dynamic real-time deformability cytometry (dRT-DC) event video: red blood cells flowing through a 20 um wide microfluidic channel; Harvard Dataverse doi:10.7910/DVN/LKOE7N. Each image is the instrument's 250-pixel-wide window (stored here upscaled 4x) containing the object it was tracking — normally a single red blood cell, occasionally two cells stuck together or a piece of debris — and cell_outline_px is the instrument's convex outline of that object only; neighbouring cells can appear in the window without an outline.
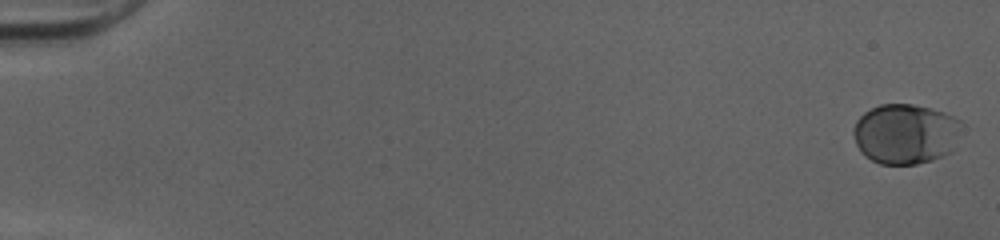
{"species": "human", "species_latin": "Homo sapiens", "temperature_condition": "cold", "stored_images_in_passage": 52, "camera_frame_rate_fps": 3000, "um_per_image_px": 0.085, "donor": {"sex": "female"}, "frame": {"image": 1, "passage_image": 1, "time_ms": 0.0, "image_size_px": [1000, 240], "cell_outline_px": [[960, 120], [952, 152], [944, 156], [932, 160], [916, 164], [880, 164], [864, 156], [860, 152], [856, 144], [852, 132], [852, 128], [856, 120], [864, 112], [880, 104], [912, 104], [944, 112]], "centroid_in_image_um": [76.9, 11.39], "position_along_channel_um": 8.1, "area_um2": 37.86}}
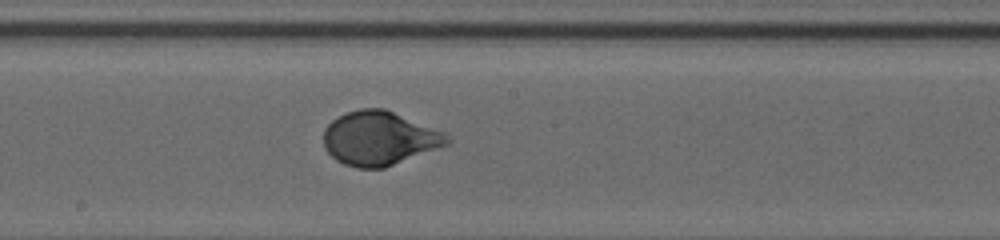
{"frame": {"image": 2, "passage_image": 30, "time_ms": 9.667, "image_size_px": [1000, 240], "cell_outline_px": [[452, 140], [448, 144], [384, 168], [356, 168], [344, 164], [336, 160], [324, 148], [324, 128], [332, 120], [348, 112], [360, 108], [384, 108], [444, 132]], "centroid_in_image_um": [32.22, 11.76], "position_along_channel_um": 216.0, "area_um2": 38.61}}
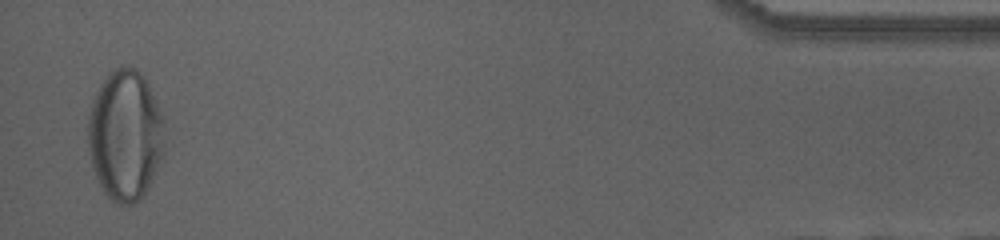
{"frame": {"image": 3, "passage_image": 51, "time_ms": 16.667, "image_size_px": [1000, 240], "cell_outline_px": [[164, 156], [144, 192], [132, 204], [116, 204], [104, 192], [92, 168], [88, 148], [88, 116], [92, 100], [100, 84], [108, 72], [116, 68], [136, 68], [144, 76], [164, 116]], "centroid_in_image_um": [10.64, 11.47], "position_along_channel_um": 424.6, "area_um2": 58.38}, "authors_computed_cell_mechanics": {"area_um2": 38.0902, "velocity_mm_per_s": 4.0203, "shape_relaxation_time_tau1_ms": 3.8838, "shape_relaxation_time_tau2_ms": null, "deformation_change_tau1": 0.1956, "deformation_change_tau2": null}}